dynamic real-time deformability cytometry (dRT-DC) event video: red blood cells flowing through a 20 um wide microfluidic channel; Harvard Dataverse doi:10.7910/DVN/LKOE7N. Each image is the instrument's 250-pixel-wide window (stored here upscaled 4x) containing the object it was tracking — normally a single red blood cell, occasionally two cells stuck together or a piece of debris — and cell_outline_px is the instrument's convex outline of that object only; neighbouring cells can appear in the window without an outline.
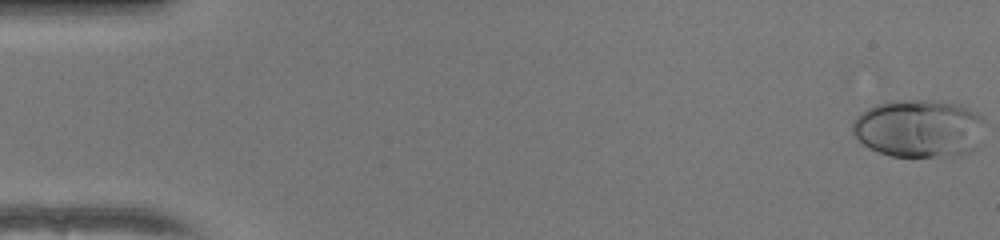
{"species": "human", "species_latin": "Homo sapiens", "temperature_condition": "warm", "stored_images_in_passage": 27, "camera_frame_rate_fps": 3000, "um_per_image_px": 0.085, "donor": {"sex": "female"}, "frame": {"image": 1, "passage_image": 1, "time_ms": 0.0, "image_size_px": [1000, 240], "cell_outline_px": [[984, 120], [976, 148], [968, 152], [956, 156], [892, 156], [868, 148], [860, 144], [856, 140], [852, 132], [852, 120], [860, 112], [876, 104], [888, 100], [936, 100], [956, 104], [968, 108], [984, 116]], "centroid_in_image_um": [78.05, 10.9], "position_along_channel_um": 6.9, "area_um2": 45.14}}
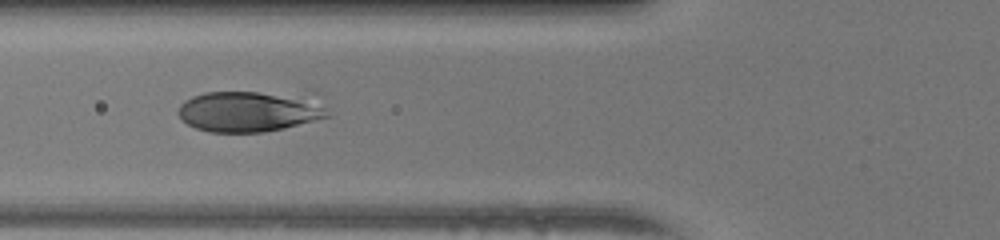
{"frame": {"image": 2, "passage_image": 20, "time_ms": 6.333, "image_size_px": [1000, 240], "cell_outline_px": [[332, 116], [284, 128], [264, 132], [212, 132], [196, 128], [188, 124], [176, 112], [180, 104], [184, 100], [192, 96], [204, 92], [312, 88], [316, 92], [328, 108]], "centroid_in_image_um": [21.47, 9.34], "position_along_channel_um": 104.3, "area_um2": 38.61}}
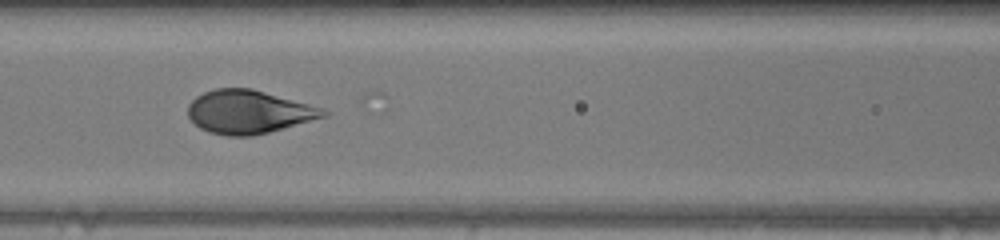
{"frame": {"image": 3, "passage_image": 23, "time_ms": 7.333, "image_size_px": [1000, 240], "cell_outline_px": [[332, 112], [328, 116], [268, 132], [252, 136], [228, 136], [208, 132], [200, 128], [188, 116], [188, 104], [196, 96], [204, 92], [216, 88], [252, 88], [324, 108]], "centroid_in_image_um": [21.16, 9.5], "position_along_channel_um": 145.4, "area_um2": 34.33}}